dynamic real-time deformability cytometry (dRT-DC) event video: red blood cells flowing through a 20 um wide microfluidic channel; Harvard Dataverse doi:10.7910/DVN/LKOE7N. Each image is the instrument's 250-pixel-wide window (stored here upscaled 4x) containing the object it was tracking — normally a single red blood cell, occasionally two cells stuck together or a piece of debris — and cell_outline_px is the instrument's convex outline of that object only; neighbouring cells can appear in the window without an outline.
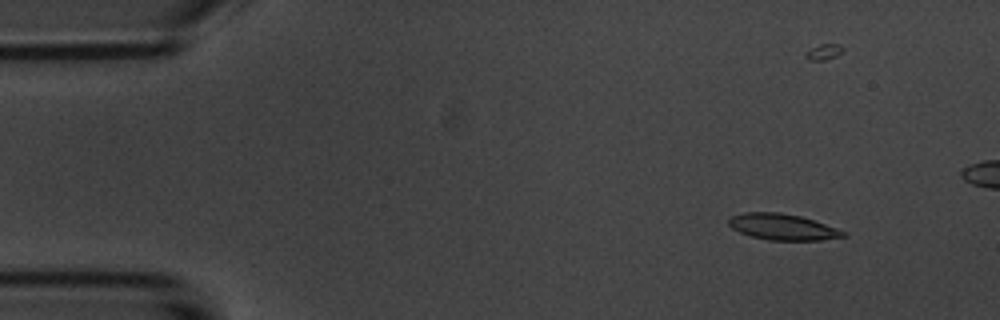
{"species": "common noctule bat (a hibernating species)", "species_latin": "Nyctalus noctula", "temperature_condition": "room temperature", "stored_images_in_passage": 6, "camera_frame_rate_fps": 3000, "um_per_image_px": 0.085, "animal": {"sex": "male", "body_mass_g": 20.1, "forearm_length_mm": 53.5}, "frame": {"image": 1, "passage_image": 2, "time_ms": 1.333, "image_size_px": [1000, 320], "cell_outline_px": [[848, 236], [820, 240], [768, 240], [752, 236], [740, 232], [732, 228], [728, 224], [728, 220], [732, 216], [744, 212], [780, 212], [800, 216], [848, 232]], "centroid_in_image_um": [66.53, 19.29], "position_along_channel_um": 18.5, "area_um2": 17.34}}